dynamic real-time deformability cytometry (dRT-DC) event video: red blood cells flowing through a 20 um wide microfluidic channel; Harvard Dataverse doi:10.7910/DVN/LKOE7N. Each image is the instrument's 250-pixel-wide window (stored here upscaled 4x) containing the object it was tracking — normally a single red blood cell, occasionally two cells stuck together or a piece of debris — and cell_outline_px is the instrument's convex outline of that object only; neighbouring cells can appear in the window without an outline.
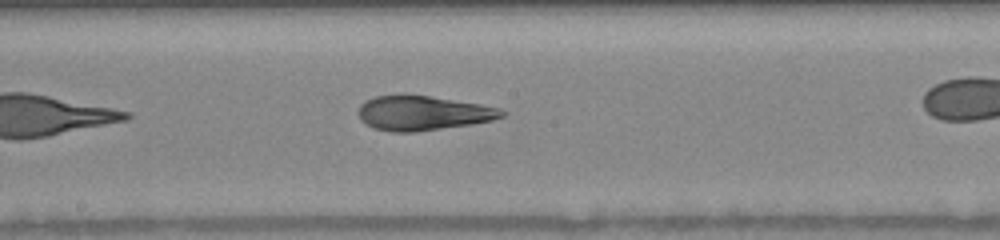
{"species": "human", "species_latin": "Homo sapiens", "temperature_condition": "warm", "stored_images_in_passage": 24, "segment_of_instrument_passage": [2, 2], "camera_frame_rate_fps": 3000, "um_per_image_px": 0.085, "donor": {"sex": "female"}, "frame": {"image": 1, "passage_image": 21, "time_ms": 8.667, "image_size_px": [1000, 240], "cell_outline_px": [[504, 116], [492, 120], [472, 124], [416, 132], [392, 132], [372, 128], [364, 124], [360, 120], [356, 112], [360, 104], [364, 100], [376, 96], [404, 92], [408, 92], [480, 104], [500, 108], [504, 112]], "centroid_in_image_um": [35.85, 9.58], "position_along_channel_um": 212.4, "area_um2": 29.77}}